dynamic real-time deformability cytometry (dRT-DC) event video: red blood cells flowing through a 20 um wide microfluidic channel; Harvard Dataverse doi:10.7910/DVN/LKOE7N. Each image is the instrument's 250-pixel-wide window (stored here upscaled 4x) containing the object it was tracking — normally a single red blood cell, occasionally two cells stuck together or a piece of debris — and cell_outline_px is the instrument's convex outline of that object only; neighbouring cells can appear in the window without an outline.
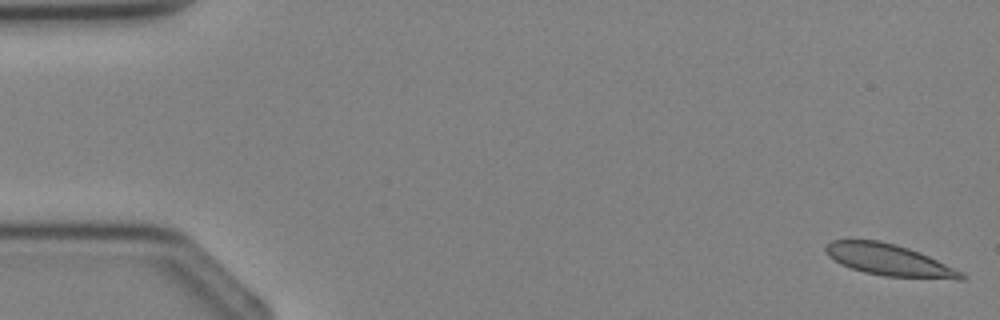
{"species": "Egyptian fruit bat (a non-hibernating species)", "species_latin": "Rousettus aegyptiacus", "temperature_condition": "cold", "stored_images_in_passage": 4, "camera_frame_rate_fps": 3000, "um_per_image_px": 0.085, "animal": {"sex": "female"}, "frame": {"image": 1, "passage_image": 1, "time_ms": 0.0, "image_size_px": [1000, 320], "cell_outline_px": [[968, 276], [964, 280], [956, 280], [884, 276], [864, 272], [840, 264], [828, 256], [824, 252], [824, 248], [832, 240], [880, 240], [896, 244], [920, 252], [964, 272]], "centroid_in_image_um": [75.63, 22.12], "position_along_channel_um": 9.4, "area_um2": 25.26}}
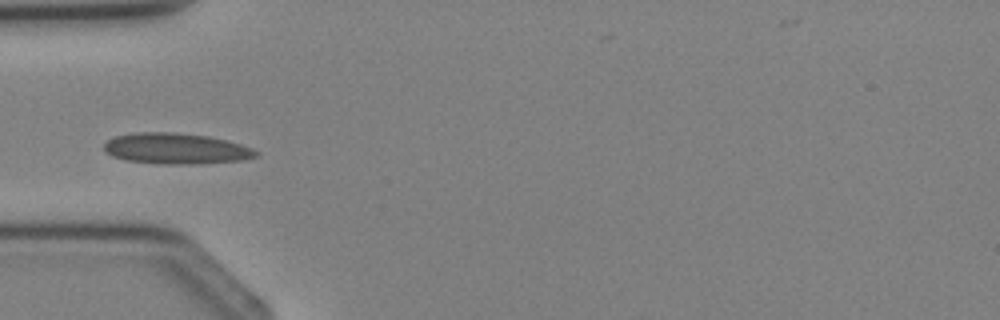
{"frame": {"image": 2, "passage_image": 4, "time_ms": 3.667, "image_size_px": [1000, 320], "cell_outline_px": [[260, 152], [256, 156], [240, 160], [200, 164], [160, 164], [124, 160], [112, 156], [104, 152], [104, 144], [108, 140], [116, 136], [132, 132], [176, 132], [208, 136], [228, 140], [252, 148]], "centroid_in_image_um": [14.94, 12.63], "position_along_channel_um": 70.1, "area_um2": 27.57}}